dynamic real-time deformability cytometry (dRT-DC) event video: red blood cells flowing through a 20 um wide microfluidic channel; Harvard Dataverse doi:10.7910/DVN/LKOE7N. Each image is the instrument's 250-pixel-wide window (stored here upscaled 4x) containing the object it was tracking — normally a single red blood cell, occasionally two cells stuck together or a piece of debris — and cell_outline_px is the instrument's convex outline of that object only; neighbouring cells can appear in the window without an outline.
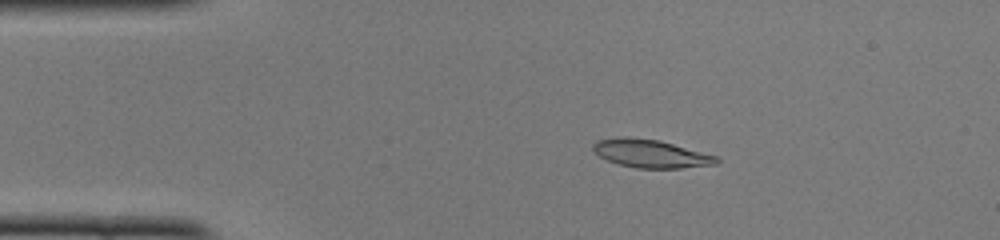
{"species": "common noctule bat (a hibernating species)", "species_latin": "Nyctalus noctula", "temperature_condition": "cold", "stored_images_in_passage": 49, "camera_frame_rate_fps": 3000, "um_per_image_px": 0.085, "animal": {"sex": "female", "body_mass_g": 22.0, "forearm_length_mm": 56.7}, "frame": {"image": 1, "passage_image": 9, "time_ms": 2.667, "image_size_px": [1000, 240], "cell_outline_px": [[720, 160], [716, 164], [680, 168], [636, 168], [616, 164], [600, 156], [592, 148], [592, 144], [596, 140], [620, 136], [628, 136], [660, 140], [716, 156]], "centroid_in_image_um": [55.27, 13.04], "position_along_channel_um": 29.7, "area_um2": 20.29}}
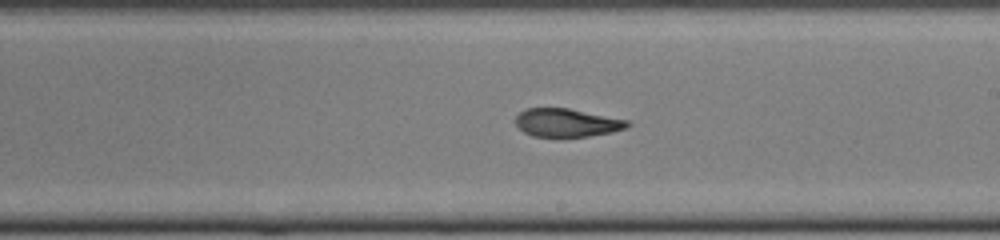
{"frame": {"image": 2, "passage_image": 28, "time_ms": 9.0, "image_size_px": [1000, 240], "cell_outline_px": [[632, 124], [628, 128], [612, 132], [588, 136], [560, 140], [532, 136], [524, 132], [516, 124], [516, 116], [520, 112], [528, 108], [568, 108], [628, 120]], "centroid_in_image_um": [48.19, 10.48], "position_along_channel_um": 240.8, "area_um2": 19.07}}
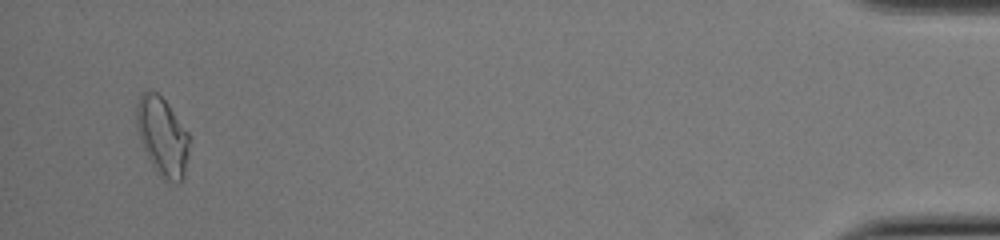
{"frame": {"image": 3, "passage_image": 47, "time_ms": 15.333, "image_size_px": [1000, 240], "cell_outline_px": [[188, 156], [184, 176], [176, 184], [164, 180], [156, 172], [144, 148], [136, 124], [136, 104], [140, 92], [144, 88], [156, 92], [168, 104], [188, 132]], "centroid_in_image_um": [13.79, 11.57], "position_along_channel_um": 421.4, "area_um2": 24.1}, "authors_computed_cell_mechanics": {"area_um2": 19.9988, "velocity_mm_per_s": 4.1064, "shape_relaxation_time_tau1_ms": null, "shape_relaxation_time_tau2_ms": 1.9955, "deformation_change_tau1": null, "deformation_change_tau2": 0.0867}}